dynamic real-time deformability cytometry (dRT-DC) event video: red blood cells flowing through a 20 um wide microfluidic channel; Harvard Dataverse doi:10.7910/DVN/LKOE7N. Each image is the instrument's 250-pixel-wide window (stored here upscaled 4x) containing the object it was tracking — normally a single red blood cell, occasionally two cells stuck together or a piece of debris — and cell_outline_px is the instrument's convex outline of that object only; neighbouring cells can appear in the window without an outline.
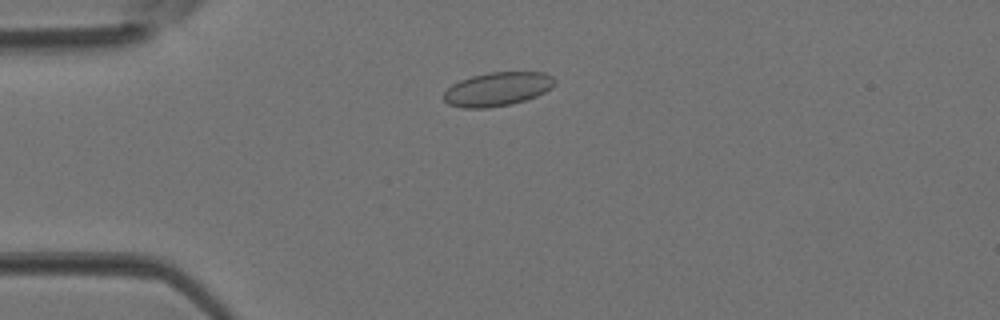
{"species": "Egyptian fruit bat (a non-hibernating species)", "species_latin": "Rousettus aegyptiacus", "temperature_condition": "room temperature", "stored_images_in_passage": 2, "camera_frame_rate_fps": 3000, "um_per_image_px": 0.085, "animal": {"sex": "female"}, "frame": {"image": 1, "passage_image": 2, "time_ms": 0.333, "image_size_px": [1000, 320], "cell_outline_px": [[556, 80], [552, 88], [536, 96], [512, 104], [488, 108], [460, 108], [448, 104], [444, 100], [444, 92], [452, 84], [460, 80], [472, 76], [488, 72], [544, 72], [552, 76]], "centroid_in_image_um": [42.28, 7.57], "position_along_channel_um": 42.7, "area_um2": 21.96}}